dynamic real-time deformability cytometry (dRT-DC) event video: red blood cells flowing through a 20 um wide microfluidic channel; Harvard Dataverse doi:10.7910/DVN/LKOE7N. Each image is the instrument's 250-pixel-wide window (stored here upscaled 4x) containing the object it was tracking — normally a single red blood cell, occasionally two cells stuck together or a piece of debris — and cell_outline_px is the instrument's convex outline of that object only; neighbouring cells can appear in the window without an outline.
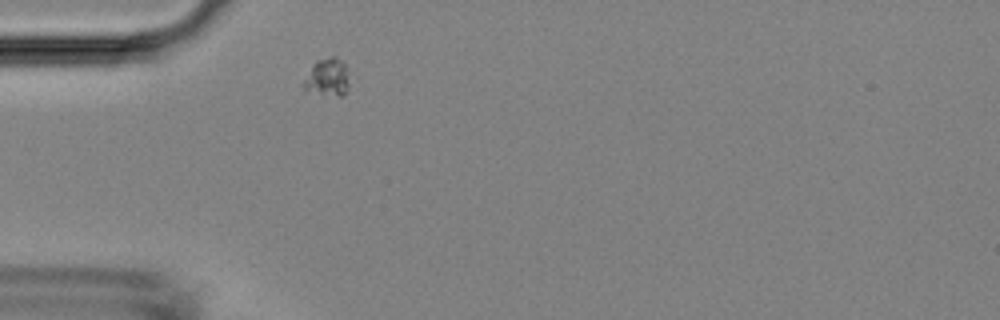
{"species": "Egyptian fruit bat (a non-hibernating species)", "species_latin": "Rousettus aegyptiacus", "temperature_condition": "room temperature", "stored_images_in_passage": 1, "camera_frame_rate_fps": 3000, "um_per_image_px": 0.085, "animal": {"sex": "female"}, "frame": {"image": 1, "passage_image": 1, "time_ms": 0.0, "image_size_px": [1000, 320], "cell_outline_px": [[348, 88], [344, 96], [340, 96], [304, 92], [300, 84], [312, 64], [316, 60], [328, 56], [336, 56], [348, 68]], "centroid_in_image_um": [27.77, 6.58], "position_along_channel_um": 57.2, "area_um2": 10.58}}